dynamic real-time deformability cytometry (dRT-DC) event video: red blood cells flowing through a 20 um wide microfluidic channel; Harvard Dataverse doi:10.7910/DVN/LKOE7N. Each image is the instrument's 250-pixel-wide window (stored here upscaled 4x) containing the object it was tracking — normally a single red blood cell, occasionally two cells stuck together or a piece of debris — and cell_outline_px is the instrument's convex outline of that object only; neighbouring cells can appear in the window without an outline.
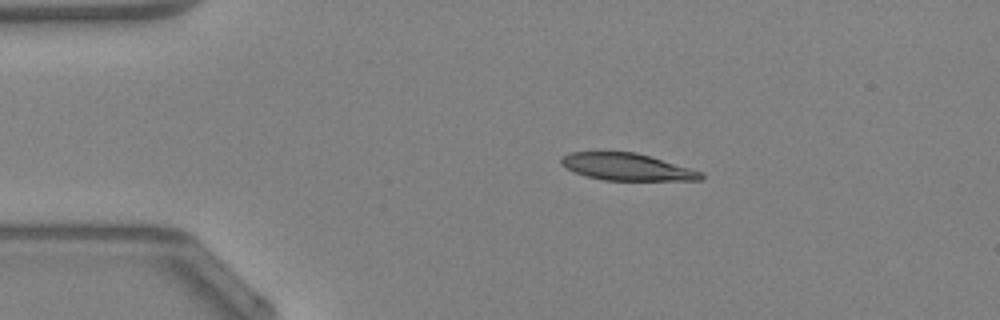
{"species": "Egyptian fruit bat (a non-hibernating species)", "species_latin": "Rousettus aegyptiacus", "temperature_condition": "warm", "stored_images_in_passage": 5, "segment_of_instrument_passage": [1, 2], "camera_frame_rate_fps": 3000, "um_per_image_px": 0.085, "animal": {"sex": "female"}, "frame": {"image": 1, "passage_image": 1, "time_ms": 0.0, "image_size_px": [1000, 320], "cell_outline_px": [[704, 176], [700, 180], [604, 180], [584, 176], [572, 172], [560, 164], [560, 156], [568, 152], [636, 152], [704, 172]], "centroid_in_image_um": [53.23, 14.18], "position_along_channel_um": 31.8, "area_um2": 22.2}}